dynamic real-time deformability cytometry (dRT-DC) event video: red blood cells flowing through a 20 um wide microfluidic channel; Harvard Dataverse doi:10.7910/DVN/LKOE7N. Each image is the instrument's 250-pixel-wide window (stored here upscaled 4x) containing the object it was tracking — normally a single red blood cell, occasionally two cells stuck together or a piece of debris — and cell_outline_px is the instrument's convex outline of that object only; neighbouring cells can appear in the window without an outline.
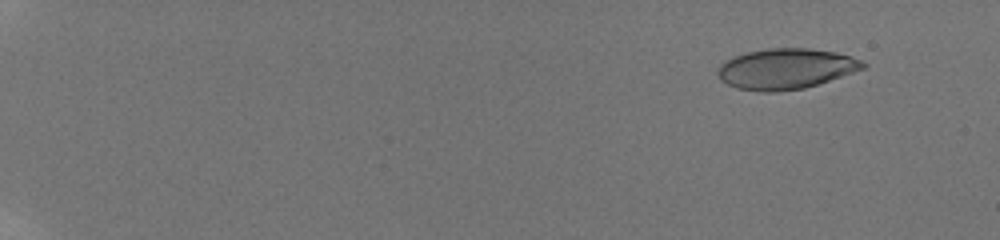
{"species": "human", "species_latin": "Homo sapiens", "temperature_condition": "room temperature", "stored_images_in_passage": 58, "camera_frame_rate_fps": 3000, "um_per_image_px": 0.085, "donor": {"sex": "male"}, "frame": {"image": 1, "passage_image": 7, "time_ms": 2.0, "image_size_px": [1000, 240], "cell_outline_px": [[868, 64], [864, 68], [804, 88], [776, 92], [760, 92], [736, 88], [720, 80], [716, 72], [720, 64], [732, 56], [748, 52], [768, 48], [808, 48], [836, 52], [864, 60]], "centroid_in_image_um": [66.76, 5.84], "position_along_channel_um": 18.2, "area_um2": 34.33}}
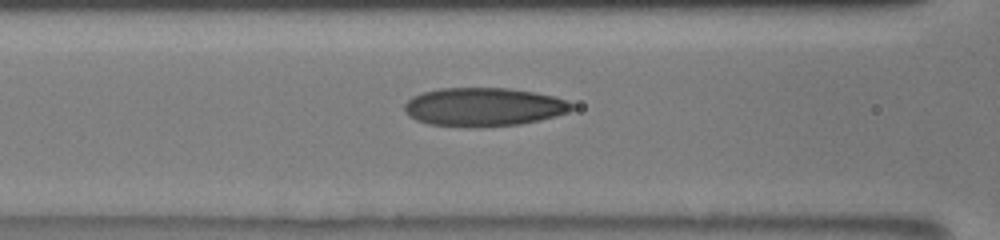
{"frame": {"image": 2, "passage_image": 30, "time_ms": 9.667, "image_size_px": [1000, 240], "cell_outline_px": [[576, 108], [568, 112], [556, 116], [540, 120], [520, 124], [472, 128], [428, 124], [416, 120], [408, 116], [404, 108], [404, 104], [412, 96], [424, 92], [440, 88], [508, 88], [536, 92], [552, 96], [564, 100], [572, 104]], "centroid_in_image_um": [41.1, 9.1], "position_along_channel_um": 125.5, "area_um2": 37.8}}
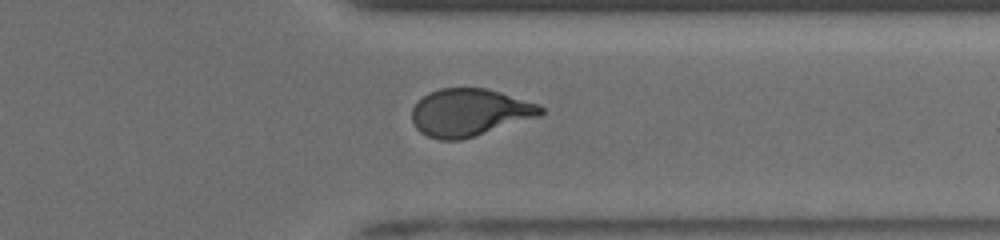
{"frame": {"image": 3, "passage_image": 49, "time_ms": 16.0, "image_size_px": [1000, 240], "cell_outline_px": [[544, 112], [540, 116], [460, 140], [440, 140], [428, 136], [420, 132], [416, 128], [412, 120], [412, 108], [428, 92], [440, 88], [484, 88], [500, 92], [536, 104], [544, 108]], "centroid_in_image_um": [39.88, 9.56], "position_along_channel_um": 371.5, "area_um2": 35.2}, "authors_computed_cell_mechanics": {"area_um2": 35.2002, "velocity_mm_per_s": 3.8849, "shape_relaxation_time_tau1_ms": 6.8353, "shape_relaxation_time_tau2_ms": 1.0225, "deformation_change_tau1": 0.2324, "deformation_change_tau2": 0.079}}